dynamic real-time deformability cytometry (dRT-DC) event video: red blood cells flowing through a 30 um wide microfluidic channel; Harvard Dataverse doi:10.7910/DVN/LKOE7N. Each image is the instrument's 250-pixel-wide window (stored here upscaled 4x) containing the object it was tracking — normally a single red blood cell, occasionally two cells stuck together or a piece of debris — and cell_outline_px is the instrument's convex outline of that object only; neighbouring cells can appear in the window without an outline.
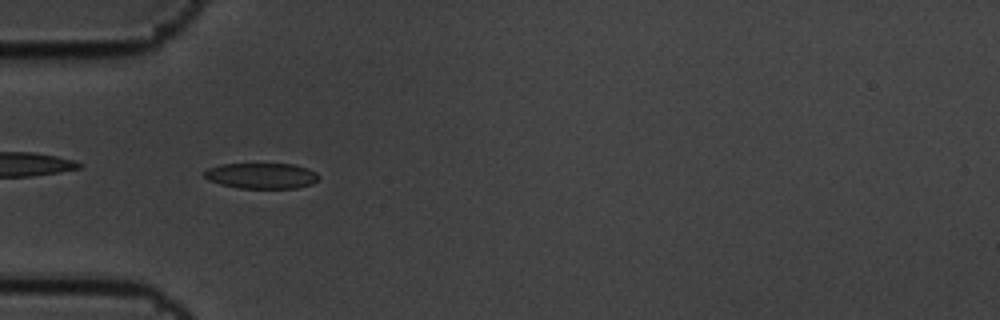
{"species": "common noctule bat (a hibernating species)", "species_latin": "Nyctalus noctula", "temperature_condition": "cold", "stored_images_in_passage": 8, "camera_frame_rate_fps": 3000, "um_per_image_px": 0.085, "animal": {"sex": "male", "body_mass_g": 19.5, "forearm_length_mm": 54.6}, "frame": {"image": 1, "passage_image": 5, "time_ms": 1.333, "image_size_px": [1000, 320], "cell_outline_px": [[320, 176], [312, 184], [296, 188], [240, 188], [220, 184], [208, 180], [204, 176], [204, 172], [208, 168], [220, 164], [292, 164], [308, 168], [316, 172]], "centroid_in_image_um": [22.23, 14.94], "position_along_channel_um": 62.8, "area_um2": 17.11}}
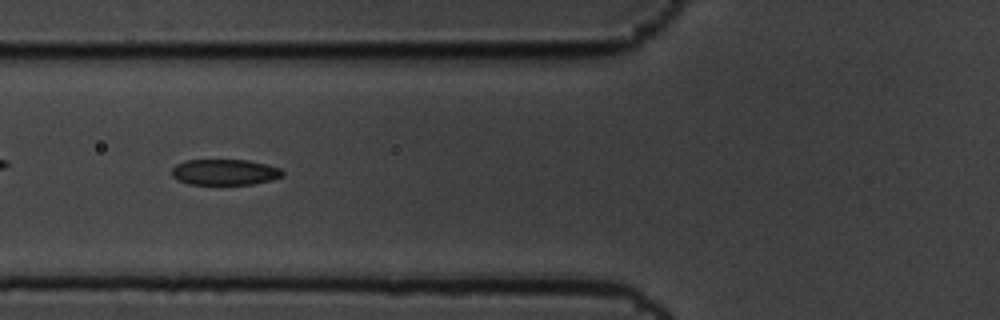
{"frame": {"image": 2, "passage_image": 6, "time_ms": 1.667, "image_size_px": [1000, 320], "cell_outline_px": [[284, 176], [272, 180], [252, 184], [188, 184], [176, 180], [172, 176], [172, 168], [176, 164], [184, 160], [248, 160], [268, 164], [280, 168], [284, 172]], "centroid_in_image_um": [19.11, 14.63], "position_along_channel_um": 106.7, "area_um2": 16.88}}
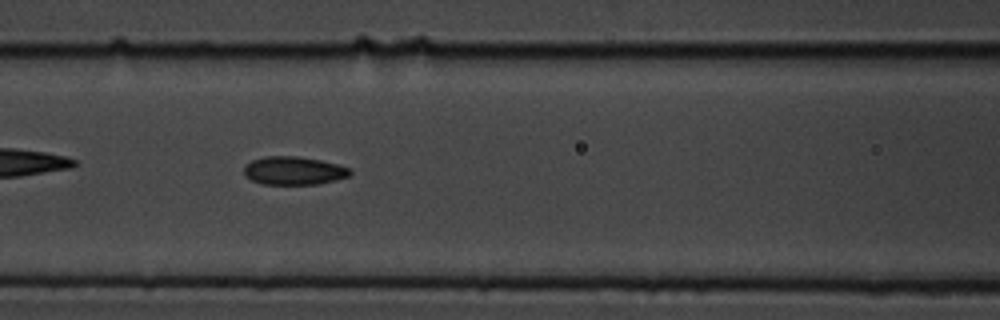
{"frame": {"image": 3, "passage_image": 7, "time_ms": 2.0, "image_size_px": [1000, 320], "cell_outline_px": [[352, 172], [348, 176], [336, 180], [316, 184], [264, 184], [252, 180], [244, 176], [244, 164], [252, 160], [264, 156], [296, 156], [320, 160], [352, 168]], "centroid_in_image_um": [24.95, 14.5], "position_along_channel_um": 141.6, "area_um2": 17.51}}